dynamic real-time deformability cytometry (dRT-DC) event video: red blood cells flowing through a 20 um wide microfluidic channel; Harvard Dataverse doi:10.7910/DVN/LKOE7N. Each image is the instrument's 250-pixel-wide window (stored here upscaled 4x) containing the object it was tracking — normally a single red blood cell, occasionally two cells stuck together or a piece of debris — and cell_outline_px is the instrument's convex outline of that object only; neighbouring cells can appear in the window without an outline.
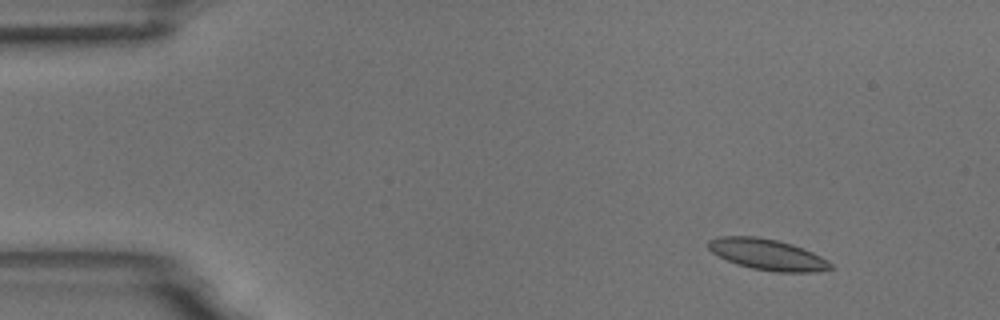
{"species": "common noctule bat (a hibernating species)", "species_latin": "Nyctalus noctula", "temperature_condition": "room temperature", "stored_images_in_passage": 54, "camera_frame_rate_fps": 3000, "um_per_image_px": 0.085, "animal": {"sex": "male", "body_mass_g": 18.8}, "frame": {"image": 1, "passage_image": 6, "time_ms": 1.667, "image_size_px": [1000, 320], "cell_outline_px": [[836, 268], [812, 272], [776, 272], [752, 268], [736, 264], [712, 252], [708, 248], [708, 240], [720, 236], [756, 236], [776, 240], [792, 244], [812, 252], [828, 260]], "centroid_in_image_um": [65.25, 21.63], "position_along_channel_um": 19.8, "area_um2": 22.02}}
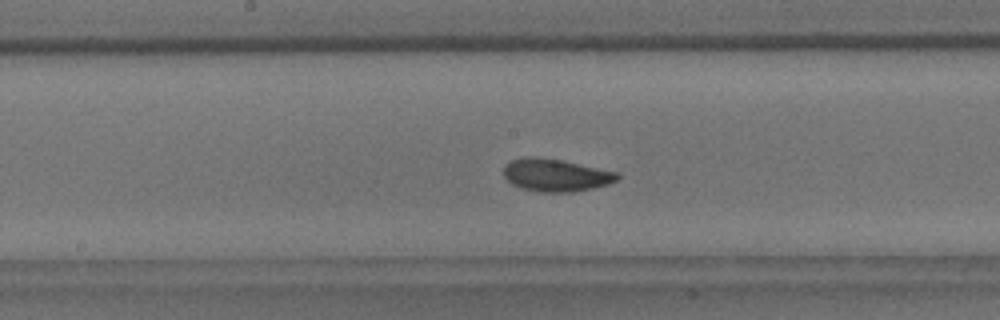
{"frame": {"image": 2, "passage_image": 28, "time_ms": 9.0, "image_size_px": [1000, 320], "cell_outline_px": [[620, 176], [616, 180], [608, 184], [592, 188], [572, 192], [544, 192], [524, 188], [512, 184], [504, 176], [504, 164], [512, 160], [528, 156], [560, 160], [616, 172]], "centroid_in_image_um": [47.22, 14.89], "position_along_channel_um": 201.0, "area_um2": 21.1}}
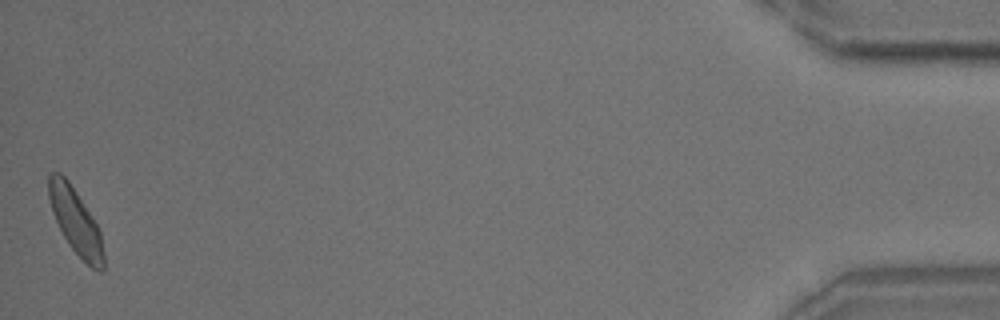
{"frame": {"image": 3, "passage_image": 54, "time_ms": 17.667, "image_size_px": [1000, 320], "cell_outline_px": [[104, 268], [100, 272], [92, 268], [68, 244], [52, 212], [48, 196], [48, 176], [52, 172], [60, 172], [68, 180], [76, 192], [96, 224], [100, 232], [104, 256]], "centroid_in_image_um": [6.41, 18.8], "position_along_channel_um": 428.8, "area_um2": 20.46}, "authors_computed_cell_mechanics": {"area_um2": 20.8658, "velocity_mm_per_s": 3.7061, "shape_relaxation_time_tau1_ms": 2.995, "shape_relaxation_time_tau2_ms": 2.1573, "deformation_change_tau1": 0.0865, "deformation_change_tau2": 0.0701}}